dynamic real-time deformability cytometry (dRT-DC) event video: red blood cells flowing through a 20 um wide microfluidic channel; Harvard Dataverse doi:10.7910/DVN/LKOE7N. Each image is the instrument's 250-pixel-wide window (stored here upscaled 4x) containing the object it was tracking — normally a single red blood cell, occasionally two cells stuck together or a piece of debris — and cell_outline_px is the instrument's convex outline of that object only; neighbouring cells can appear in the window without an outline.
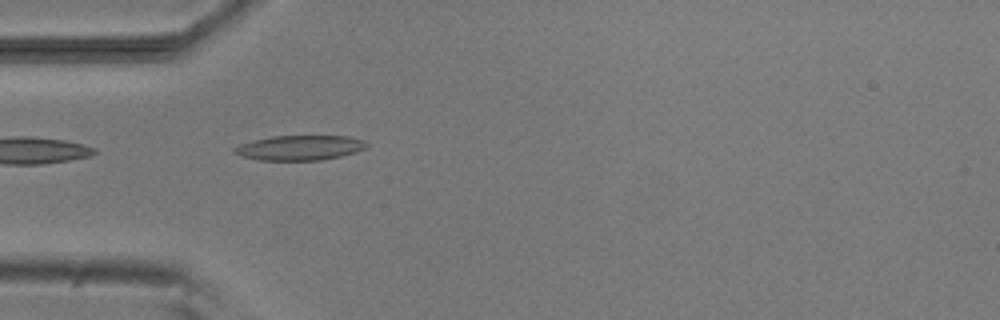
{"species": "common noctule bat (a hibernating species)", "species_latin": "Nyctalus noctula", "temperature_condition": "room temperature", "stored_images_in_passage": 5, "camera_frame_rate_fps": 3000, "um_per_image_px": 0.085, "animal": {"sex": "male", "body_mass_g": 20.5, "forearm_length_mm": 52.5}, "frame": {"image": 1, "passage_image": 1, "time_ms": 0.0, "image_size_px": [1000, 320], "cell_outline_px": [[368, 144], [364, 148], [356, 152], [340, 156], [320, 160], [260, 160], [240, 156], [232, 152], [232, 148], [240, 144], [272, 136], [348, 136], [364, 140]], "centroid_in_image_um": [25.46, 12.56], "position_along_channel_um": 59.5, "area_um2": 19.07}}
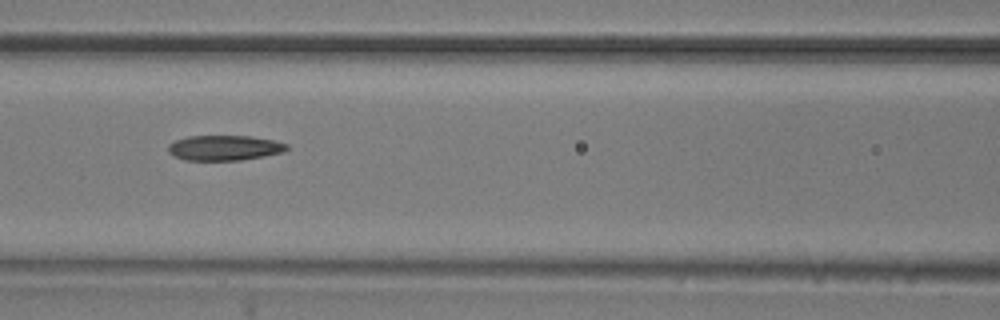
{"frame": {"image": 2, "passage_image": 3, "time_ms": 2.333, "image_size_px": [1000, 320], "cell_outline_px": [[288, 148], [284, 152], [264, 156], [240, 160], [184, 160], [168, 152], [168, 144], [176, 140], [188, 136], [248, 136], [272, 140], [288, 144]], "centroid_in_image_um": [19.07, 12.57], "position_along_channel_um": 147.5, "area_um2": 17.28}}
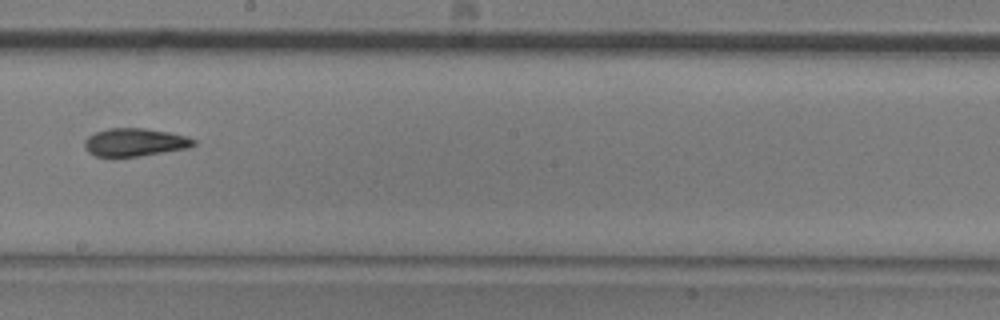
{"frame": {"image": 3, "passage_image": 5, "time_ms": 4.667, "image_size_px": [1000, 320], "cell_outline_px": [[196, 144], [188, 148], [140, 156], [96, 156], [88, 152], [84, 148], [84, 140], [88, 136], [96, 132], [108, 128], [144, 128], [172, 132], [188, 136], [196, 140]], "centroid_in_image_um": [11.48, 12.08], "position_along_channel_um": 236.7, "area_um2": 17.92}}